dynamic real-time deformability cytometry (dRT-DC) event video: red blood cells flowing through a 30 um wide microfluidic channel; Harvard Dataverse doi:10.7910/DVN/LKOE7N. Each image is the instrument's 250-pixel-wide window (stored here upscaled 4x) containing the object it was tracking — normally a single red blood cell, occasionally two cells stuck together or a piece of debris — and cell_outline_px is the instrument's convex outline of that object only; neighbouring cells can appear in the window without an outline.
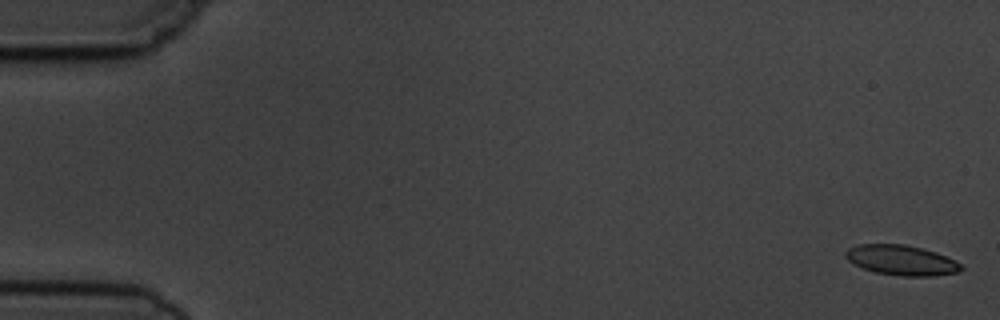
{"species": "common noctule bat (a hibernating species)", "species_latin": "Nyctalus noctula", "temperature_condition": "cold", "stored_images_in_passage": 5, "camera_frame_rate_fps": 3000, "um_per_image_px": 0.085, "animal": {"sex": "male", "body_mass_g": 19.5, "forearm_length_mm": 54.6}, "frame": {"image": 1, "passage_image": 1, "time_ms": 0.0, "image_size_px": [1000, 320], "cell_outline_px": [[964, 268], [956, 272], [932, 276], [900, 276], [876, 272], [852, 264], [844, 256], [844, 252], [848, 248], [856, 244], [904, 244], [936, 252], [960, 264]], "centroid_in_image_um": [76.55, 22.11], "position_along_channel_um": 8.5, "area_um2": 20.11}}
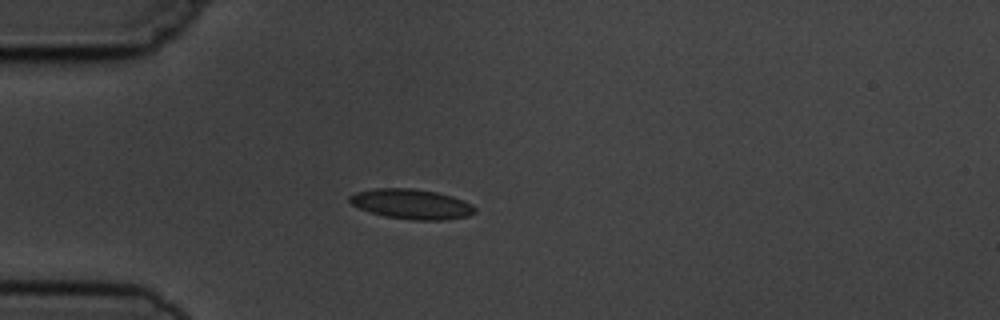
{"frame": {"image": 2, "passage_image": 4, "time_ms": 4.667, "image_size_px": [1000, 320], "cell_outline_px": [[476, 212], [468, 216], [444, 220], [412, 220], [384, 216], [360, 208], [352, 204], [348, 200], [348, 196], [356, 192], [372, 188], [412, 188], [436, 192], [452, 196], [464, 200], [472, 204], [476, 208]], "centroid_in_image_um": [34.99, 17.34], "position_along_channel_um": 50.0, "area_um2": 21.96}}